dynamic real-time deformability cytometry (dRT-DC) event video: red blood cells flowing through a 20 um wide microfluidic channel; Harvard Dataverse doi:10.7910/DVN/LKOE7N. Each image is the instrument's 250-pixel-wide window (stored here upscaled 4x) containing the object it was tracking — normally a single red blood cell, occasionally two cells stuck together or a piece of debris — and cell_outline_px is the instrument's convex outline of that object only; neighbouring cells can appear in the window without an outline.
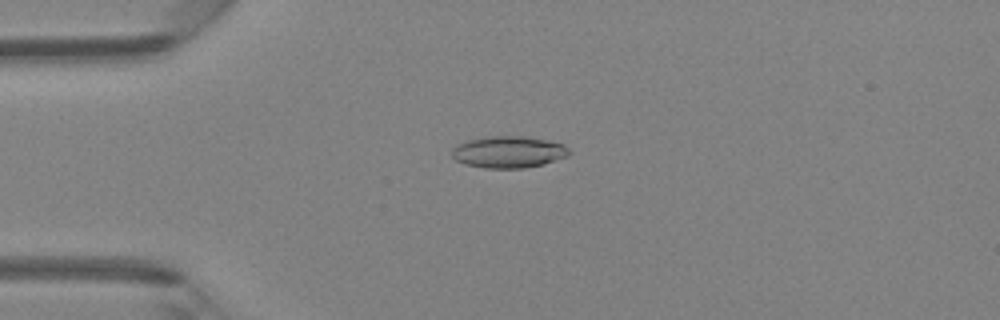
{"species": "Egyptian fruit bat (a non-hibernating species)", "species_latin": "Rousettus aegyptiacus", "temperature_condition": "room temperature", "stored_images_in_passage": 6, "camera_frame_rate_fps": 3000, "um_per_image_px": 0.085, "animal": {"sex": "female"}, "frame": {"image": 1, "passage_image": 6, "time_ms": 6.0, "image_size_px": [1000, 320], "cell_outline_px": [[572, 152], [568, 156], [544, 164], [524, 168], [484, 168], [464, 164], [456, 160], [452, 156], [452, 148], [456, 144], [468, 140], [488, 136], [528, 136], [564, 144]], "centroid_in_image_um": [43.23, 12.92], "position_along_channel_um": 41.8, "area_um2": 21.91}}